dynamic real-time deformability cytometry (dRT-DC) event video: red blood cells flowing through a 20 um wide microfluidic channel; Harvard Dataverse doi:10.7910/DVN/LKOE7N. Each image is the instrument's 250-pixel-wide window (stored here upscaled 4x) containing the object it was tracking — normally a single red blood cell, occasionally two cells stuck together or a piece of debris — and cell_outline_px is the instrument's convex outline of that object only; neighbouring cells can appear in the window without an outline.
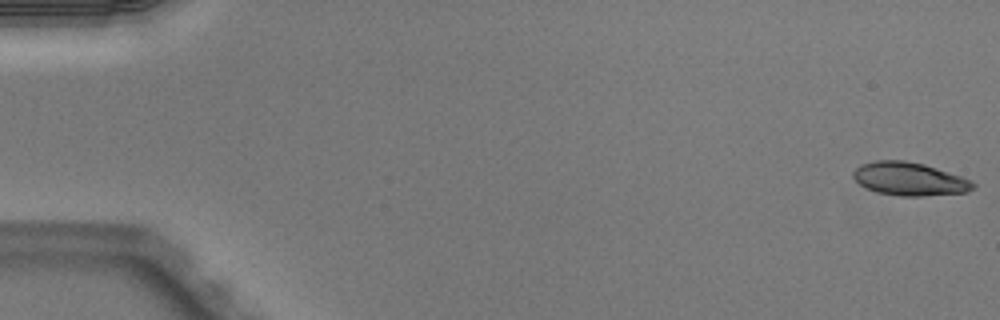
{"species": "Egyptian fruit bat (a non-hibernating species)", "species_latin": "Rousettus aegyptiacus", "temperature_condition": "warm", "stored_images_in_passage": 50, "camera_frame_rate_fps": 3000, "um_per_image_px": 0.085, "animal": {"sex": "male"}, "frame": {"image": 1, "passage_image": 1, "time_ms": 0.0, "image_size_px": [1000, 320], "cell_outline_px": [[976, 188], [968, 192], [920, 196], [900, 196], [876, 192], [860, 184], [852, 176], [852, 172], [860, 164], [876, 160], [904, 160], [924, 164], [972, 180], [976, 184]], "centroid_in_image_um": [77.31, 15.21], "position_along_channel_um": 7.7, "area_um2": 23.24}}
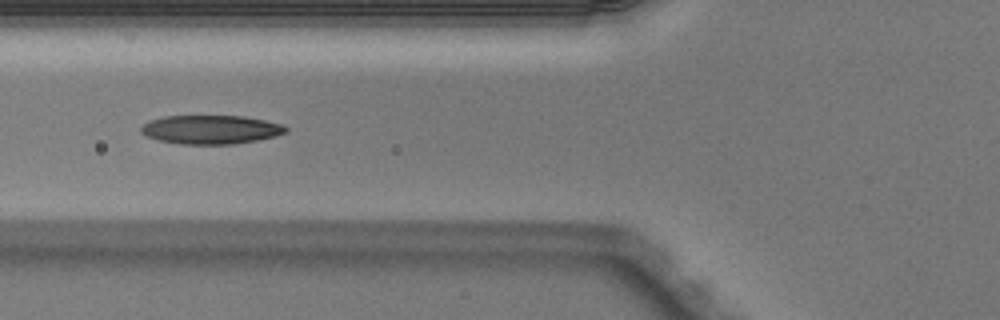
{"frame": {"image": 2, "passage_image": 20, "time_ms": 6.333, "image_size_px": [1000, 320], "cell_outline_px": [[288, 132], [276, 136], [256, 140], [232, 144], [180, 144], [160, 140], [148, 136], [140, 132], [140, 128], [148, 120], [164, 116], [244, 116], [264, 120], [280, 124], [288, 128]], "centroid_in_image_um": [17.91, 11.01], "position_along_channel_um": 107.9, "area_um2": 24.22}}
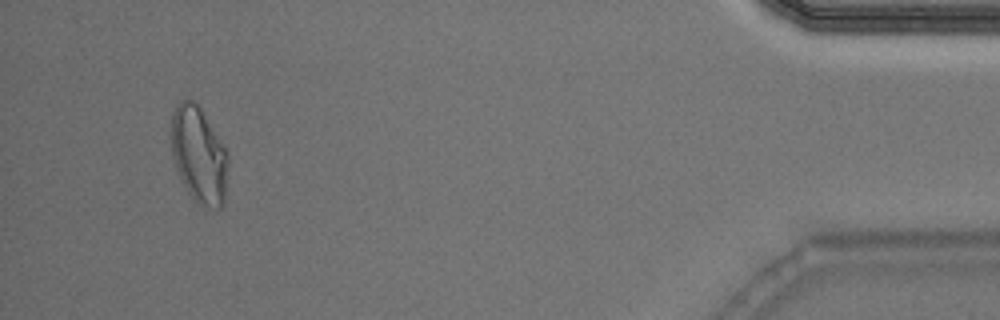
{"frame": {"image": 3, "passage_image": 48, "time_ms": 15.667, "image_size_px": [1000, 320], "cell_outline_px": [[228, 164], [224, 204], [220, 208], [204, 212], [188, 192], [176, 168], [172, 156], [172, 112], [176, 104], [180, 100], [188, 96], [200, 108], [224, 144], [228, 152]], "centroid_in_image_um": [16.93, 13.21], "position_along_channel_um": 418.3, "area_um2": 32.48}, "authors_computed_cell_mechanics": {"area_um2": 24.1893, "velocity_mm_per_s": 4.0484, "shape_relaxation_time_tau1_ms": 6.3977, "shape_relaxation_time_tau2_ms": 2.7209, "deformation_change_tau1": 0.1993, "deformation_change_tau2": 0.1078}}